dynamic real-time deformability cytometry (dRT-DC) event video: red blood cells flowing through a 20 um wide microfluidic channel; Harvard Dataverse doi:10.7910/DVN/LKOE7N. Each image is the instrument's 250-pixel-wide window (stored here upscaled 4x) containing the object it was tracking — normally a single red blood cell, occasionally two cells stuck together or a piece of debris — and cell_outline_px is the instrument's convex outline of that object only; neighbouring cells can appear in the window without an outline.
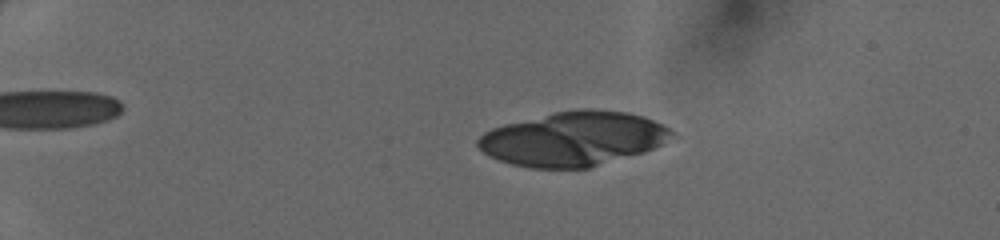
{"species": "human", "species_latin": "Homo sapiens", "temperature_condition": "cold", "stored_images_in_passage": 48, "camera_frame_rate_fps": 3000, "um_per_image_px": 0.085, "donor": {"sex": "female"}, "frame": {"image": 1, "passage_image": 10, "time_ms": 3.0, "image_size_px": [1000, 240], "cell_outline_px": [[676, 132], [656, 148], [644, 152], [588, 168], [528, 168], [512, 164], [488, 156], [476, 144], [476, 140], [484, 132], [492, 128], [504, 124], [552, 112], [580, 108], [592, 108], [628, 112], [644, 116]], "centroid_in_image_um": [48.71, 11.79], "position_along_channel_um": 36.3, "area_um2": 61.44}}
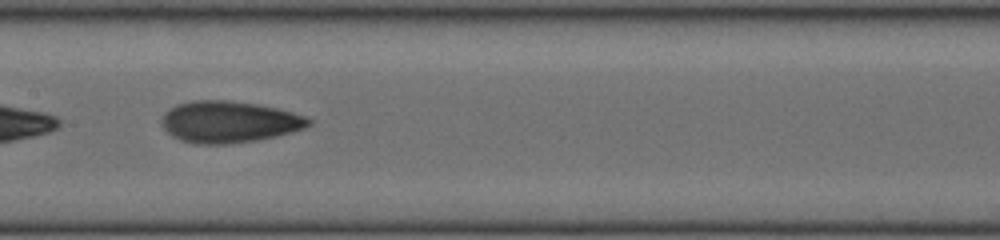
{"frame": {"image": 2, "passage_image": 27, "time_ms": 8.667, "image_size_px": [1000, 240], "cell_outline_px": [[312, 124], [304, 128], [292, 132], [276, 136], [256, 140], [228, 144], [196, 144], [180, 140], [172, 136], [160, 124], [160, 120], [164, 112], [176, 104], [192, 100], [228, 100], [256, 104], [276, 108], [292, 112], [304, 116], [312, 120]], "centroid_in_image_um": [19.43, 10.36], "position_along_channel_um": 188.0, "area_um2": 35.78}}
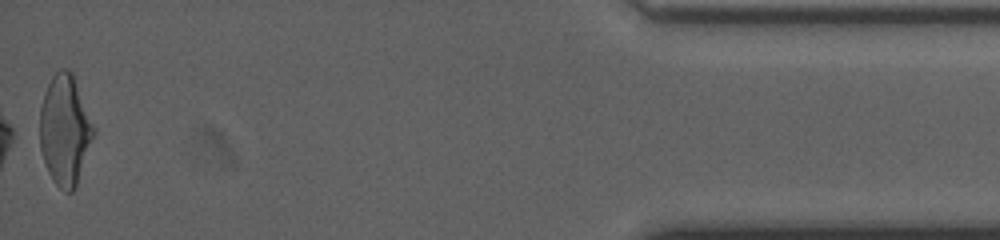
{"frame": {"image": 3, "passage_image": 48, "time_ms": 15.667, "image_size_px": [1000, 240], "cell_outline_px": [[96, 132], [76, 184], [72, 192], [64, 192], [52, 180], [48, 172], [40, 148], [40, 108], [44, 92], [52, 76], [60, 68], [68, 68], [72, 72], [96, 128]], "centroid_in_image_um": [5.53, 11.03], "position_along_channel_um": 429.7, "area_um2": 34.62}}